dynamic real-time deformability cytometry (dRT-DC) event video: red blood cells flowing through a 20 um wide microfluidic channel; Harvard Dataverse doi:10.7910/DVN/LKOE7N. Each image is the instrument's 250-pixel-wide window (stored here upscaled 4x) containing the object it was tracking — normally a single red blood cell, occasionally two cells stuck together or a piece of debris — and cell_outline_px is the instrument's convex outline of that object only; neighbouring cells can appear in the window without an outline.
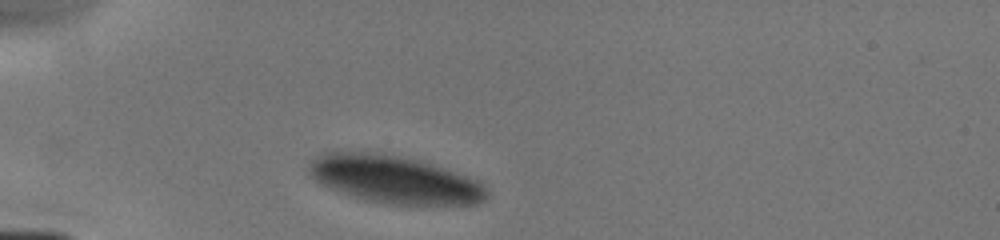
{"species": "human", "species_latin": "Homo sapiens", "temperature_condition": "cold", "stored_images_in_passage": 6, "camera_frame_rate_fps": 3000, "um_per_image_px": 0.085, "donor": {"sex": "male"}, "frame": {"image": 1, "passage_image": 1, "time_ms": 0.0, "image_size_px": [1000, 240], "cell_outline_px": [[488, 196], [484, 200], [476, 204], [388, 204], [364, 200], [348, 196], [328, 188], [320, 184], [312, 176], [308, 168], [312, 160], [328, 152], [380, 152], [400, 156], [432, 164], [480, 180], [488, 188]], "centroid_in_image_um": [33.55, 15.27], "position_along_channel_um": 51.4, "area_um2": 49.48}}
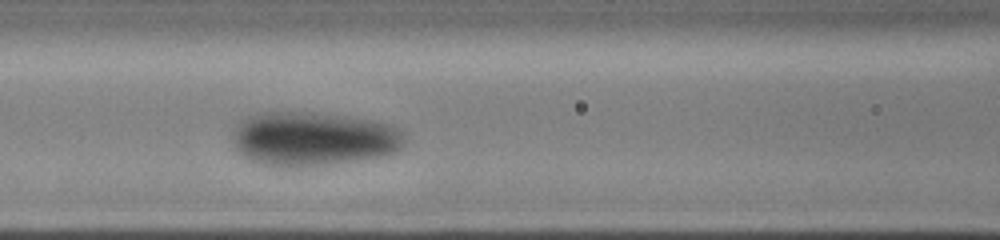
{"frame": {"image": 2, "passage_image": 4, "time_ms": 2.667, "image_size_px": [1000, 240], "cell_outline_px": [[404, 144], [396, 152], [380, 156], [332, 164], [260, 164], [244, 156], [236, 148], [232, 140], [232, 136], [236, 124], [240, 120], [256, 112], [320, 112], [376, 120], [392, 124], [404, 132]], "centroid_in_image_um": [26.65, 11.74], "position_along_channel_um": 139.9, "area_um2": 53.99}}
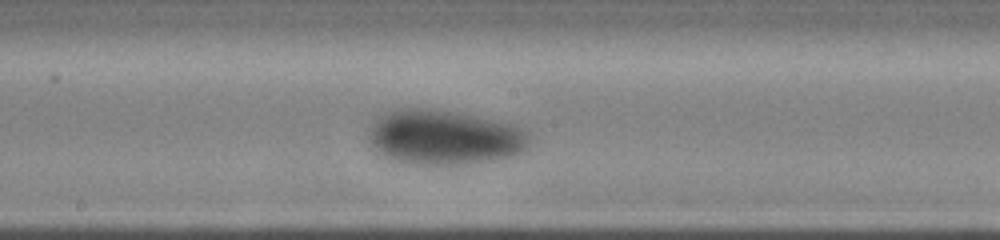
{"frame": {"image": 3, "passage_image": 6, "time_ms": 4.333, "image_size_px": [1000, 240], "cell_outline_px": [[532, 136], [528, 144], [520, 152], [512, 156], [464, 164], [428, 168], [408, 164], [392, 160], [384, 156], [368, 140], [368, 128], [372, 120], [376, 116], [384, 112], [400, 108], [428, 108], [452, 112], [508, 124], [532, 132]], "centroid_in_image_um": [37.67, 11.7], "position_along_channel_um": 210.5, "area_um2": 51.96}}